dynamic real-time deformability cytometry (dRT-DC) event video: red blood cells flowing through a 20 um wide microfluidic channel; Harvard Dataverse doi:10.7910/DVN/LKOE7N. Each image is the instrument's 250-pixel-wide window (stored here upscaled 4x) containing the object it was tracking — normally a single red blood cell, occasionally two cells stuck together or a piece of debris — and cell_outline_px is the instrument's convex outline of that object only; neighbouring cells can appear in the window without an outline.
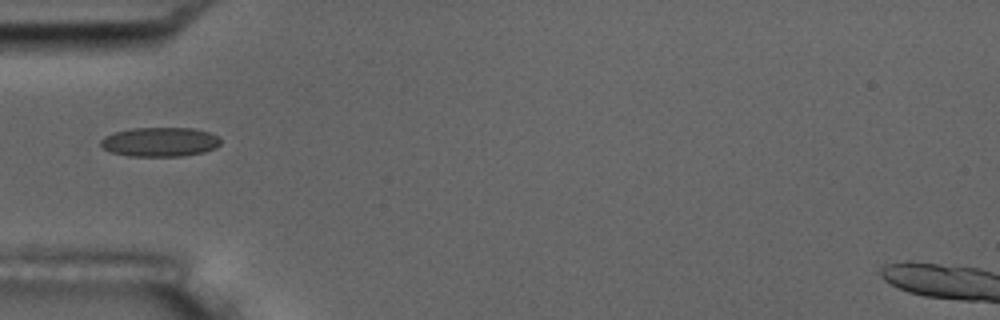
{"species": "common noctule bat (a hibernating species)", "species_latin": "Nyctalus noctula", "temperature_condition": "room temperature", "stored_images_in_passage": 1, "camera_frame_rate_fps": 3000, "um_per_image_px": 0.085, "animal": {"sex": "male", "body_mass_g": 17.5, "forearm_length_mm": 52.3}, "frame": {"image": 1, "passage_image": 1, "time_ms": 0.0, "image_size_px": [1000, 320], "cell_outline_px": [[220, 144], [216, 148], [204, 152], [184, 156], [128, 156], [112, 152], [104, 148], [100, 144], [100, 140], [104, 136], [112, 132], [132, 128], [192, 128], [208, 132], [216, 136], [220, 140]], "centroid_in_image_um": [13.57, 12.06], "position_along_channel_um": 71.4, "area_um2": 20.52}}